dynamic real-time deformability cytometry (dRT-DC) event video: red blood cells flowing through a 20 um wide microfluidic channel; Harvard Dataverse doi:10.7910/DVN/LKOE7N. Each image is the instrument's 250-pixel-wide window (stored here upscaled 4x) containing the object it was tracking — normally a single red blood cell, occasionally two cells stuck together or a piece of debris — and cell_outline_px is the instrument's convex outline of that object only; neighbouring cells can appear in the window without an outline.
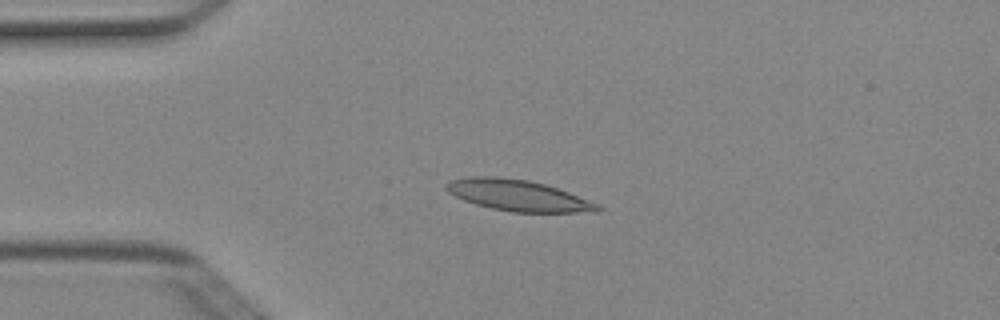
{"species": "Egyptian fruit bat (a non-hibernating species)", "species_latin": "Rousettus aegyptiacus", "temperature_condition": "cold", "stored_images_in_passage": 5, "camera_frame_rate_fps": 3000, "um_per_image_px": 0.085, "animal": {"sex": "female"}, "frame": {"image": 1, "passage_image": 3, "time_ms": 0.667, "image_size_px": [1000, 320], "cell_outline_px": [[604, 208], [600, 212], [512, 212], [492, 208], [476, 204], [464, 200], [448, 192], [444, 188], [444, 184], [452, 180], [468, 176], [500, 176], [528, 180], [544, 184], [568, 192], [600, 204]], "centroid_in_image_um": [44.05, 16.61], "position_along_channel_um": 41.0, "area_um2": 27.51}}
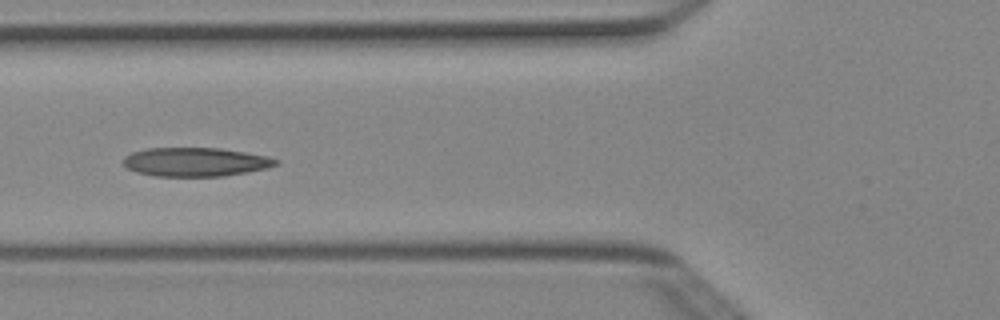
{"frame": {"image": 2, "passage_image": 5, "time_ms": 1.333, "image_size_px": [1000, 320], "cell_outline_px": [[280, 164], [268, 168], [224, 176], [156, 176], [136, 172], [128, 168], [124, 164], [124, 156], [132, 152], [144, 148], [220, 148], [268, 156], [280, 160]], "centroid_in_image_um": [16.64, 13.76], "position_along_channel_um": 109.2, "area_um2": 25.72}}